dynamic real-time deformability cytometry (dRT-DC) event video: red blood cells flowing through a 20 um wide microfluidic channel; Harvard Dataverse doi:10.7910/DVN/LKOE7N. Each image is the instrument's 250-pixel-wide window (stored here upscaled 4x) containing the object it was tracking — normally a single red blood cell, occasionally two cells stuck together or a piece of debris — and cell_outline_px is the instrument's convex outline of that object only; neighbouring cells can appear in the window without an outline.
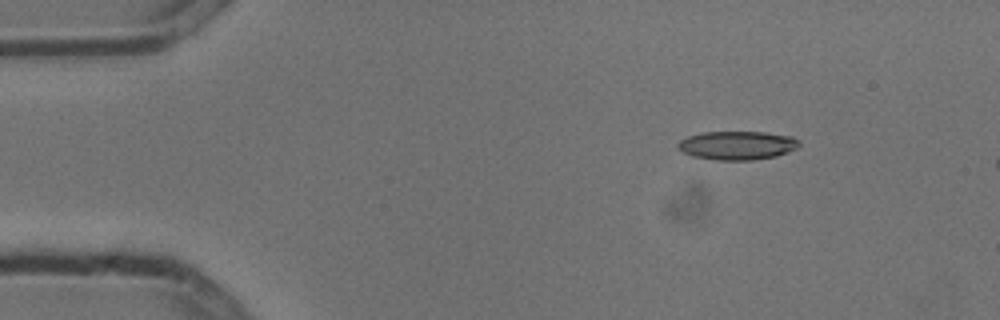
{"species": "common noctule bat (a hibernating species)", "species_latin": "Nyctalus noctula", "temperature_condition": "cold", "stored_images_in_passage": 3, "camera_frame_rate_fps": 3000, "um_per_image_px": 0.085, "animal": {"sex": "male", "body_mass_g": 13.3}, "frame": {"image": 1, "passage_image": 1, "time_ms": 0.0, "image_size_px": [1000, 320], "cell_outline_px": [[800, 144], [796, 148], [788, 152], [776, 156], [752, 160], [712, 160], [692, 156], [684, 152], [676, 144], [680, 140], [688, 136], [704, 132], [764, 132], [792, 136]], "centroid_in_image_um": [62.65, 12.36], "position_along_channel_um": 22.3, "area_um2": 20.17}}